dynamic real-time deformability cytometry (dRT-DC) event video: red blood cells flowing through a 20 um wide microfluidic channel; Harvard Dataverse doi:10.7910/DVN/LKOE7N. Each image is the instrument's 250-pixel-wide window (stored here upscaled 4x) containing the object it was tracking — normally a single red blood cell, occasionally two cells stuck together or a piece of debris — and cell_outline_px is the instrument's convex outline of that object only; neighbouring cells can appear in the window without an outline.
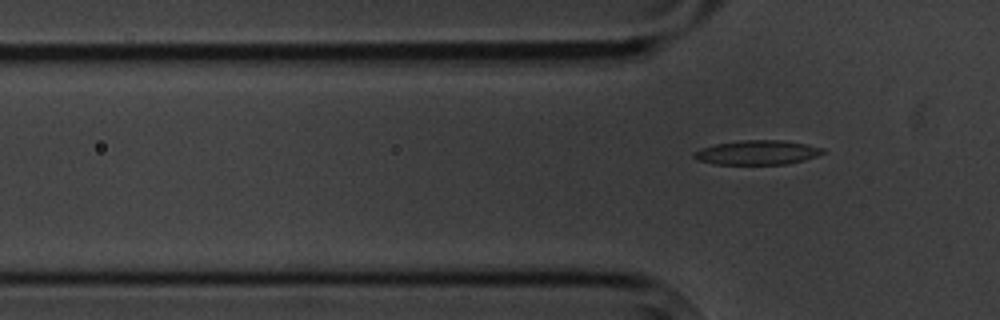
{"species": "common noctule bat (a hibernating species)", "species_latin": "Nyctalus noctula", "temperature_condition": "cold", "stored_images_in_passage": 6, "camera_frame_rate_fps": 3000, "um_per_image_px": 0.085, "animal": {"sex": "male", "body_mass_g": 20.1, "forearm_length_mm": 53.5}, "frame": {"image": 1, "passage_image": 6, "time_ms": 6.667, "image_size_px": [1000, 320], "cell_outline_px": [[824, 152], [816, 156], [804, 160], [788, 164], [712, 164], [696, 160], [692, 156], [692, 152], [700, 148], [716, 144], [740, 140], [784, 140], [824, 148]], "centroid_in_image_um": [64.31, 12.96], "position_along_channel_um": 61.5, "area_um2": 18.38}}